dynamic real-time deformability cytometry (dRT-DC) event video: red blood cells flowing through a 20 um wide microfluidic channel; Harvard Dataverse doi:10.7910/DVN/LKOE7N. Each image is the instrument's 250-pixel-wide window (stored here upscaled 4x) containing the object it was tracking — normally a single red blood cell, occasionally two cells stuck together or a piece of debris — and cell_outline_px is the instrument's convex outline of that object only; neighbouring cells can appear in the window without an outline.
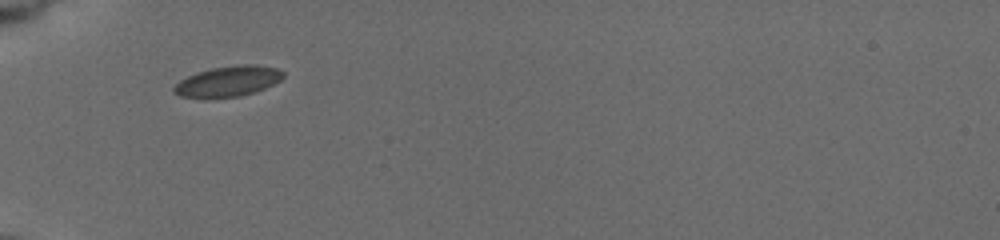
{"species": "common noctule bat (a hibernating species)", "species_latin": "Nyctalus noctula", "temperature_condition": "cold", "stored_images_in_passage": 12, "camera_frame_rate_fps": 3000, "um_per_image_px": 0.085, "animal": {"sex": "female", "body_mass_g": 19.5, "forearm_length_mm": 54.1}, "frame": {"image": 1, "passage_image": 1, "time_ms": 0.0, "image_size_px": [1000, 240], "cell_outline_px": [[284, 76], [280, 80], [264, 88], [240, 96], [180, 96], [172, 92], [172, 88], [180, 80], [196, 72], [212, 68], [236, 64], [256, 64], [276, 68], [284, 72]], "centroid_in_image_um": [19.4, 6.87], "position_along_channel_um": 65.6, "area_um2": 18.96}}
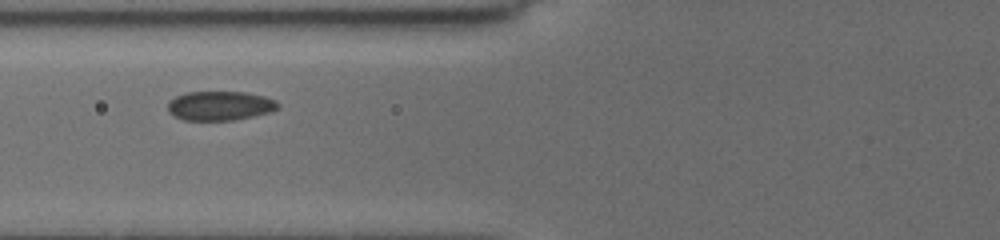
{"frame": {"image": 2, "passage_image": 5, "time_ms": 1.333, "image_size_px": [1000, 240], "cell_outline_px": [[280, 108], [272, 112], [232, 120], [184, 120], [168, 112], [168, 100], [176, 96], [188, 92], [244, 92], [264, 96], [276, 100], [280, 104]], "centroid_in_image_um": [18.72, 8.98], "position_along_channel_um": 107.1, "area_um2": 18.84}}
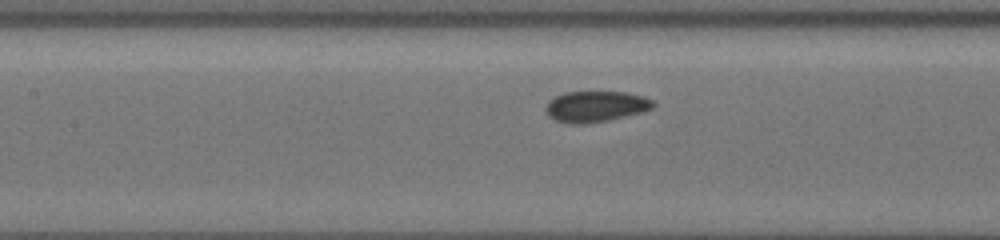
{"frame": {"image": 3, "passage_image": 10, "time_ms": 2.667, "image_size_px": [1000, 240], "cell_outline_px": [[656, 104], [652, 108], [640, 112], [604, 120], [576, 124], [572, 124], [556, 120], [548, 116], [544, 108], [548, 100], [564, 92], [628, 92], [644, 96], [652, 100]], "centroid_in_image_um": [50.6, 9.02], "position_along_channel_um": 156.8, "area_um2": 19.07}}